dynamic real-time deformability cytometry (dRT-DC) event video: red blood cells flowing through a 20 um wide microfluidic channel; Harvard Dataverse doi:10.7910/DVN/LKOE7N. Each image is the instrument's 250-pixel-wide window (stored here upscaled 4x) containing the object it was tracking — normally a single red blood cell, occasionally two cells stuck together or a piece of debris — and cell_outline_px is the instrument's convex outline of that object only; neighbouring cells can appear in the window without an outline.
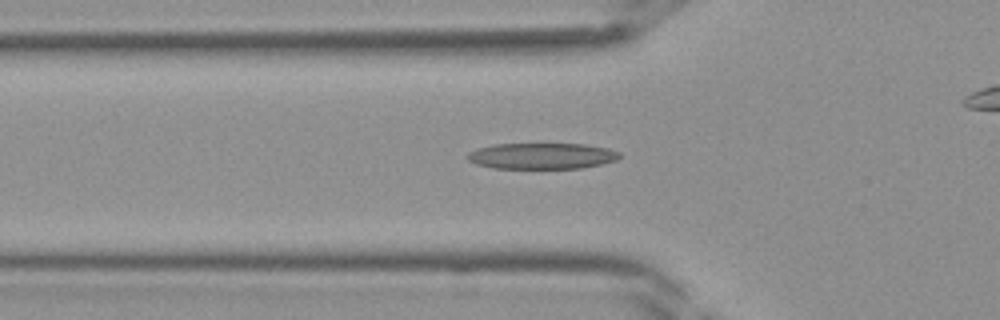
{"species": "Egyptian fruit bat (a non-hibernating species)", "species_latin": "Rousettus aegyptiacus", "temperature_condition": "room temperature", "stored_images_in_passage": 28, "camera_frame_rate_fps": 3000, "um_per_image_px": 0.085, "frame": {"image": 1, "passage_image": 7, "time_ms": 2.0, "image_size_px": [1000, 320], "cell_outline_px": [[620, 156], [616, 160], [600, 164], [580, 168], [492, 168], [476, 164], [468, 160], [464, 156], [468, 152], [476, 148], [492, 144], [584, 144], [608, 148], [620, 152]], "centroid_in_image_um": [46.0, 13.25], "position_along_channel_um": 79.8, "area_um2": 23.18}}
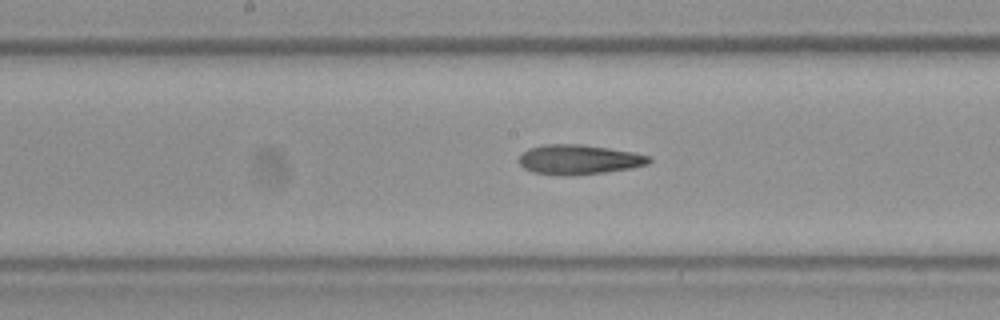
{"frame": {"image": 2, "passage_image": 14, "time_ms": 4.333, "image_size_px": [1000, 320], "cell_outline_px": [[652, 160], [648, 164], [632, 168], [604, 172], [564, 176], [532, 172], [524, 168], [516, 160], [528, 148], [544, 144], [580, 144], [608, 148], [632, 152], [652, 156]], "centroid_in_image_um": [49.19, 13.56], "position_along_channel_um": 199.0, "area_um2": 22.6}}
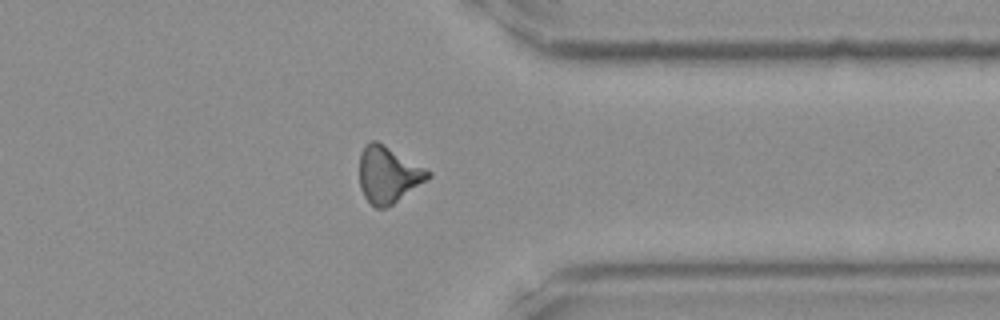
{"frame": {"image": 3, "passage_image": 25, "time_ms": 8.0, "image_size_px": [1000, 320], "cell_outline_px": [[432, 176], [392, 204], [384, 208], [376, 208], [364, 196], [360, 188], [360, 152], [364, 144], [372, 140], [376, 140], [384, 144], [432, 172]], "centroid_in_image_um": [32.98, 14.82], "position_along_channel_um": 378.4, "area_um2": 22.37}}